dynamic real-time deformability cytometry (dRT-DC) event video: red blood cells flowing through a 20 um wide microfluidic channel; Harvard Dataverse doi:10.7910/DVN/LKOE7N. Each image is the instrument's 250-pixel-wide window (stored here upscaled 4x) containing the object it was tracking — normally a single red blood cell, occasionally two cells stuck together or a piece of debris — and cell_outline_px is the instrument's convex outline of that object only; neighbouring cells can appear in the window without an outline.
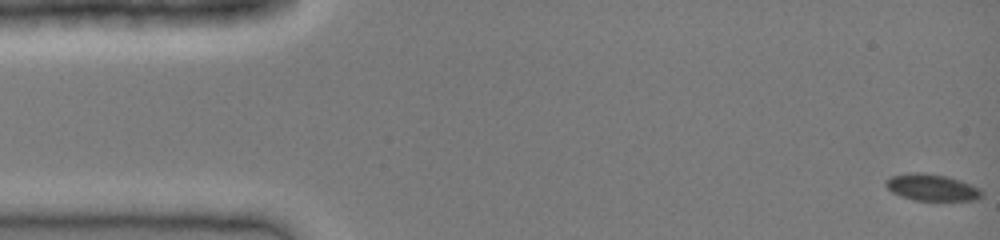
{"species": "common noctule bat (a hibernating species)", "species_latin": "Nyctalus noctula", "temperature_condition": "cold", "stored_images_in_passage": 43, "camera_frame_rate_fps": 3000, "um_per_image_px": 0.085, "animal": {"sex": "female", "body_mass_g": 19.0, "forearm_length_mm": 51.5}, "frame": {"image": 1, "passage_image": 1, "time_ms": 0.0, "image_size_px": [1000, 240], "cell_outline_px": [[984, 196], [976, 200], [916, 200], [900, 196], [892, 192], [884, 184], [884, 180], [892, 176], [908, 172], [924, 172], [948, 176], [960, 180], [980, 188], [984, 192]], "centroid_in_image_um": [79.22, 15.92], "position_along_channel_um": 5.8, "area_um2": 15.14}}
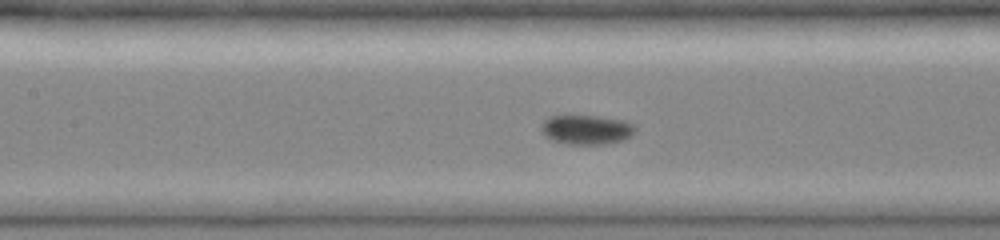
{"frame": {"image": 2, "passage_image": 19, "time_ms": 6.0, "image_size_px": [1000, 240], "cell_outline_px": [[636, 128], [632, 136], [620, 140], [604, 144], [568, 144], [552, 140], [544, 136], [540, 128], [544, 120], [548, 116], [596, 116], [624, 120], [632, 124]], "centroid_in_image_um": [49.82, 11.02], "position_along_channel_um": 157.6, "area_um2": 16.07}}
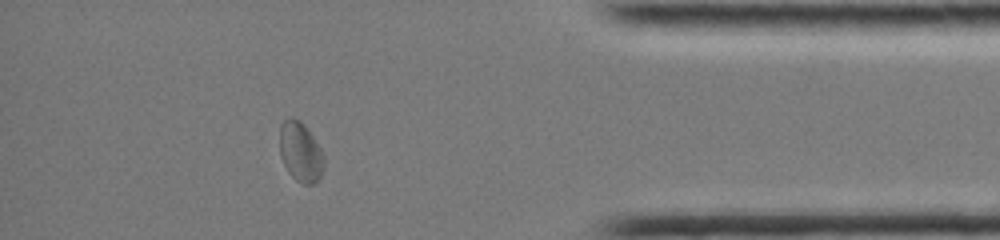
{"frame": {"image": 3, "passage_image": 37, "time_ms": 12.0, "image_size_px": [1000, 240], "cell_outline_px": [[324, 168], [320, 176], [312, 184], [304, 184], [296, 180], [288, 172], [280, 156], [280, 124], [288, 116], [292, 116], [300, 120], [304, 124], [320, 148], [324, 156]], "centroid_in_image_um": [25.52, 12.88], "position_along_channel_um": 409.7, "area_um2": 15.43}}